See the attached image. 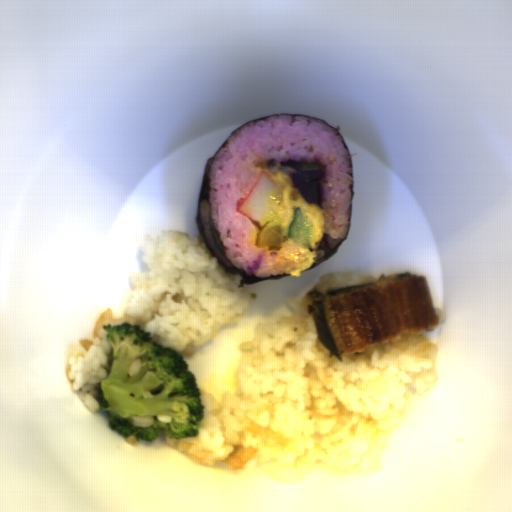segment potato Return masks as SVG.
Wrapping results in <instances>:
<instances>
[{
	"label": "potato",
	"instance_id": "1",
	"mask_svg": "<svg viewBox=\"0 0 512 512\" xmlns=\"http://www.w3.org/2000/svg\"><path fill=\"white\" fill-rule=\"evenodd\" d=\"M325 172L322 169L297 171L289 173L290 183L308 205H319L322 202V179Z\"/></svg>",
	"mask_w": 512,
	"mask_h": 512
}]
</instances>
